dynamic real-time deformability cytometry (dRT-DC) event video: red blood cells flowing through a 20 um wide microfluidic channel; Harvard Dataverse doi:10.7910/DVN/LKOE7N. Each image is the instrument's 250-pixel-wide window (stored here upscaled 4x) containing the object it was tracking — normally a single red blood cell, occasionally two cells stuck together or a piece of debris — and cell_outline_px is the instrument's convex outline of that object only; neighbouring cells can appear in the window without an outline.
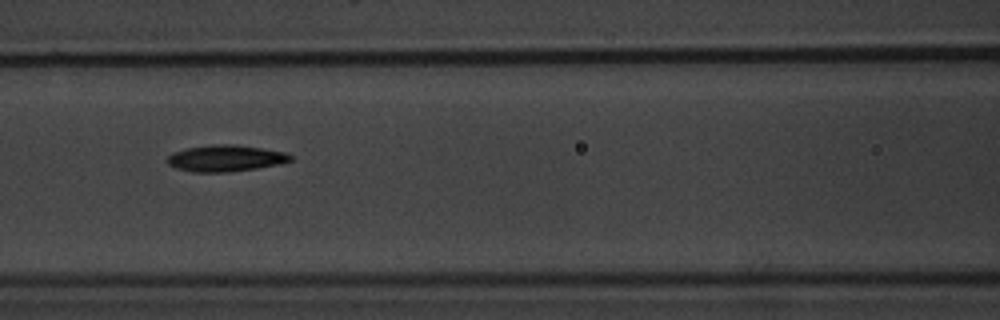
{"species": "common noctule bat (a hibernating species)", "species_latin": "Nyctalus noctula", "temperature_condition": "warm", "stored_images_in_passage": 6, "camera_frame_rate_fps": 3000, "um_per_image_px": 0.085, "animal": {"sex": "male", "body_mass_g": 20.1, "forearm_length_mm": 53.5}, "frame": {"image": 1, "passage_image": 5, "time_ms": 4.667, "image_size_px": [1000, 320], "cell_outline_px": [[292, 160], [280, 164], [256, 168], [228, 172], [192, 172], [176, 168], [168, 164], [168, 156], [172, 152], [184, 148], [212, 144], [232, 144], [260, 148], [284, 152], [292, 156]], "centroid_in_image_um": [19.14, 13.45], "position_along_channel_um": 147.5, "area_um2": 18.96}}
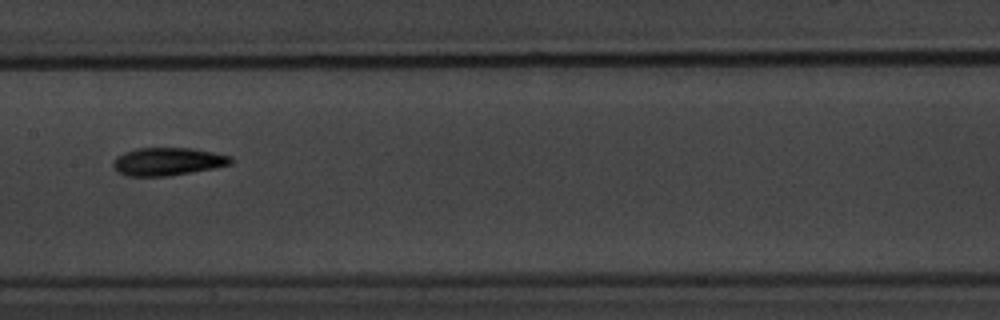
{"frame": {"image": 2, "passage_image": 6, "time_ms": 6.0, "image_size_px": [1000, 320], "cell_outline_px": [[236, 160], [232, 164], [192, 172], [168, 176], [128, 176], [116, 172], [112, 164], [112, 160], [116, 156], [124, 152], [136, 148], [192, 148], [232, 156]], "centroid_in_image_um": [14.24, 13.73], "position_along_channel_um": 193.2, "area_um2": 19.36}}